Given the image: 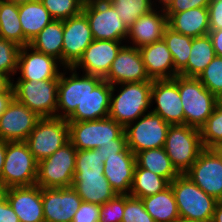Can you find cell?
<instances>
[{
	"label": "cell",
	"instance_id": "1",
	"mask_svg": "<svg viewBox=\"0 0 222 222\" xmlns=\"http://www.w3.org/2000/svg\"><path fill=\"white\" fill-rule=\"evenodd\" d=\"M152 81L112 85L109 116L124 128L151 112Z\"/></svg>",
	"mask_w": 222,
	"mask_h": 222
},
{
	"label": "cell",
	"instance_id": "2",
	"mask_svg": "<svg viewBox=\"0 0 222 222\" xmlns=\"http://www.w3.org/2000/svg\"><path fill=\"white\" fill-rule=\"evenodd\" d=\"M178 88L185 124L200 129L213 113L219 99L197 77L178 75Z\"/></svg>",
	"mask_w": 222,
	"mask_h": 222
},
{
	"label": "cell",
	"instance_id": "3",
	"mask_svg": "<svg viewBox=\"0 0 222 222\" xmlns=\"http://www.w3.org/2000/svg\"><path fill=\"white\" fill-rule=\"evenodd\" d=\"M170 185L180 218L212 220L218 202L214 197L206 194L185 174H179Z\"/></svg>",
	"mask_w": 222,
	"mask_h": 222
},
{
	"label": "cell",
	"instance_id": "4",
	"mask_svg": "<svg viewBox=\"0 0 222 222\" xmlns=\"http://www.w3.org/2000/svg\"><path fill=\"white\" fill-rule=\"evenodd\" d=\"M102 80L101 77L79 72L73 67H65L59 76L56 117L67 120L88 92L93 91Z\"/></svg>",
	"mask_w": 222,
	"mask_h": 222
},
{
	"label": "cell",
	"instance_id": "5",
	"mask_svg": "<svg viewBox=\"0 0 222 222\" xmlns=\"http://www.w3.org/2000/svg\"><path fill=\"white\" fill-rule=\"evenodd\" d=\"M69 141L77 150L97 149L126 138L124 127L110 117L90 121H68Z\"/></svg>",
	"mask_w": 222,
	"mask_h": 222
},
{
	"label": "cell",
	"instance_id": "6",
	"mask_svg": "<svg viewBox=\"0 0 222 222\" xmlns=\"http://www.w3.org/2000/svg\"><path fill=\"white\" fill-rule=\"evenodd\" d=\"M163 148L176 170L184 174L204 149L200 129L186 124L170 125Z\"/></svg>",
	"mask_w": 222,
	"mask_h": 222
},
{
	"label": "cell",
	"instance_id": "7",
	"mask_svg": "<svg viewBox=\"0 0 222 222\" xmlns=\"http://www.w3.org/2000/svg\"><path fill=\"white\" fill-rule=\"evenodd\" d=\"M37 168L38 162L25 141H7L1 176V184L5 189L35 185Z\"/></svg>",
	"mask_w": 222,
	"mask_h": 222
},
{
	"label": "cell",
	"instance_id": "8",
	"mask_svg": "<svg viewBox=\"0 0 222 222\" xmlns=\"http://www.w3.org/2000/svg\"><path fill=\"white\" fill-rule=\"evenodd\" d=\"M59 77L41 81L12 80L14 98L41 118L56 117Z\"/></svg>",
	"mask_w": 222,
	"mask_h": 222
},
{
	"label": "cell",
	"instance_id": "9",
	"mask_svg": "<svg viewBox=\"0 0 222 222\" xmlns=\"http://www.w3.org/2000/svg\"><path fill=\"white\" fill-rule=\"evenodd\" d=\"M77 149L69 141L51 156L38 162L36 185L41 188L71 187Z\"/></svg>",
	"mask_w": 222,
	"mask_h": 222
},
{
	"label": "cell",
	"instance_id": "10",
	"mask_svg": "<svg viewBox=\"0 0 222 222\" xmlns=\"http://www.w3.org/2000/svg\"><path fill=\"white\" fill-rule=\"evenodd\" d=\"M82 13L88 20L94 40L126 43L128 28L107 0H85Z\"/></svg>",
	"mask_w": 222,
	"mask_h": 222
},
{
	"label": "cell",
	"instance_id": "11",
	"mask_svg": "<svg viewBox=\"0 0 222 222\" xmlns=\"http://www.w3.org/2000/svg\"><path fill=\"white\" fill-rule=\"evenodd\" d=\"M25 142L39 162L69 142L68 121L57 117L41 118Z\"/></svg>",
	"mask_w": 222,
	"mask_h": 222
},
{
	"label": "cell",
	"instance_id": "12",
	"mask_svg": "<svg viewBox=\"0 0 222 222\" xmlns=\"http://www.w3.org/2000/svg\"><path fill=\"white\" fill-rule=\"evenodd\" d=\"M170 124L153 112H147L124 128L127 147L137 152L163 148Z\"/></svg>",
	"mask_w": 222,
	"mask_h": 222
},
{
	"label": "cell",
	"instance_id": "13",
	"mask_svg": "<svg viewBox=\"0 0 222 222\" xmlns=\"http://www.w3.org/2000/svg\"><path fill=\"white\" fill-rule=\"evenodd\" d=\"M184 174L206 194L222 201V155L216 148H204Z\"/></svg>",
	"mask_w": 222,
	"mask_h": 222
},
{
	"label": "cell",
	"instance_id": "14",
	"mask_svg": "<svg viewBox=\"0 0 222 222\" xmlns=\"http://www.w3.org/2000/svg\"><path fill=\"white\" fill-rule=\"evenodd\" d=\"M151 112L160 115L170 125L185 124L178 76L152 81Z\"/></svg>",
	"mask_w": 222,
	"mask_h": 222
},
{
	"label": "cell",
	"instance_id": "15",
	"mask_svg": "<svg viewBox=\"0 0 222 222\" xmlns=\"http://www.w3.org/2000/svg\"><path fill=\"white\" fill-rule=\"evenodd\" d=\"M65 67L53 56L35 50L30 45L21 47L16 77L12 80L41 81L56 79Z\"/></svg>",
	"mask_w": 222,
	"mask_h": 222
},
{
	"label": "cell",
	"instance_id": "16",
	"mask_svg": "<svg viewBox=\"0 0 222 222\" xmlns=\"http://www.w3.org/2000/svg\"><path fill=\"white\" fill-rule=\"evenodd\" d=\"M93 40L91 28L83 13L63 20L62 65L73 67Z\"/></svg>",
	"mask_w": 222,
	"mask_h": 222
},
{
	"label": "cell",
	"instance_id": "17",
	"mask_svg": "<svg viewBox=\"0 0 222 222\" xmlns=\"http://www.w3.org/2000/svg\"><path fill=\"white\" fill-rule=\"evenodd\" d=\"M123 41L93 40L73 68L79 72L105 78Z\"/></svg>",
	"mask_w": 222,
	"mask_h": 222
},
{
	"label": "cell",
	"instance_id": "18",
	"mask_svg": "<svg viewBox=\"0 0 222 222\" xmlns=\"http://www.w3.org/2000/svg\"><path fill=\"white\" fill-rule=\"evenodd\" d=\"M40 119L14 98L0 116V139L8 142L26 141Z\"/></svg>",
	"mask_w": 222,
	"mask_h": 222
},
{
	"label": "cell",
	"instance_id": "19",
	"mask_svg": "<svg viewBox=\"0 0 222 222\" xmlns=\"http://www.w3.org/2000/svg\"><path fill=\"white\" fill-rule=\"evenodd\" d=\"M45 222H72L83 200L71 187L42 188Z\"/></svg>",
	"mask_w": 222,
	"mask_h": 222
},
{
	"label": "cell",
	"instance_id": "20",
	"mask_svg": "<svg viewBox=\"0 0 222 222\" xmlns=\"http://www.w3.org/2000/svg\"><path fill=\"white\" fill-rule=\"evenodd\" d=\"M110 85L153 81L149 78L139 48L124 45L104 78Z\"/></svg>",
	"mask_w": 222,
	"mask_h": 222
},
{
	"label": "cell",
	"instance_id": "21",
	"mask_svg": "<svg viewBox=\"0 0 222 222\" xmlns=\"http://www.w3.org/2000/svg\"><path fill=\"white\" fill-rule=\"evenodd\" d=\"M4 196L20 222H45L42 188L40 186L35 184L7 188Z\"/></svg>",
	"mask_w": 222,
	"mask_h": 222
},
{
	"label": "cell",
	"instance_id": "22",
	"mask_svg": "<svg viewBox=\"0 0 222 222\" xmlns=\"http://www.w3.org/2000/svg\"><path fill=\"white\" fill-rule=\"evenodd\" d=\"M165 10L154 8L141 15L129 28L126 45L141 48L163 39L167 27Z\"/></svg>",
	"mask_w": 222,
	"mask_h": 222
},
{
	"label": "cell",
	"instance_id": "23",
	"mask_svg": "<svg viewBox=\"0 0 222 222\" xmlns=\"http://www.w3.org/2000/svg\"><path fill=\"white\" fill-rule=\"evenodd\" d=\"M136 166L135 154L127 147L104 162V175L119 195H129Z\"/></svg>",
	"mask_w": 222,
	"mask_h": 222
},
{
	"label": "cell",
	"instance_id": "24",
	"mask_svg": "<svg viewBox=\"0 0 222 222\" xmlns=\"http://www.w3.org/2000/svg\"><path fill=\"white\" fill-rule=\"evenodd\" d=\"M72 187L84 202L100 206L117 195L104 171L74 172Z\"/></svg>",
	"mask_w": 222,
	"mask_h": 222
},
{
	"label": "cell",
	"instance_id": "25",
	"mask_svg": "<svg viewBox=\"0 0 222 222\" xmlns=\"http://www.w3.org/2000/svg\"><path fill=\"white\" fill-rule=\"evenodd\" d=\"M146 72L151 80L173 79L179 75L164 39L139 48Z\"/></svg>",
	"mask_w": 222,
	"mask_h": 222
},
{
	"label": "cell",
	"instance_id": "26",
	"mask_svg": "<svg viewBox=\"0 0 222 222\" xmlns=\"http://www.w3.org/2000/svg\"><path fill=\"white\" fill-rule=\"evenodd\" d=\"M112 85L102 80L93 91H89L67 121L100 120L109 116Z\"/></svg>",
	"mask_w": 222,
	"mask_h": 222
},
{
	"label": "cell",
	"instance_id": "27",
	"mask_svg": "<svg viewBox=\"0 0 222 222\" xmlns=\"http://www.w3.org/2000/svg\"><path fill=\"white\" fill-rule=\"evenodd\" d=\"M167 25L172 30L192 38L208 35L209 15L207 7L192 8L179 13H166Z\"/></svg>",
	"mask_w": 222,
	"mask_h": 222
},
{
	"label": "cell",
	"instance_id": "28",
	"mask_svg": "<svg viewBox=\"0 0 222 222\" xmlns=\"http://www.w3.org/2000/svg\"><path fill=\"white\" fill-rule=\"evenodd\" d=\"M19 20L25 39L30 43L52 20L41 0L19 6Z\"/></svg>",
	"mask_w": 222,
	"mask_h": 222
},
{
	"label": "cell",
	"instance_id": "29",
	"mask_svg": "<svg viewBox=\"0 0 222 222\" xmlns=\"http://www.w3.org/2000/svg\"><path fill=\"white\" fill-rule=\"evenodd\" d=\"M141 200L145 210L155 222H177L180 219L171 185L163 191L141 198Z\"/></svg>",
	"mask_w": 222,
	"mask_h": 222
},
{
	"label": "cell",
	"instance_id": "30",
	"mask_svg": "<svg viewBox=\"0 0 222 222\" xmlns=\"http://www.w3.org/2000/svg\"><path fill=\"white\" fill-rule=\"evenodd\" d=\"M135 168H144L165 178L171 183L180 173L173 166L164 148H155L135 154Z\"/></svg>",
	"mask_w": 222,
	"mask_h": 222
},
{
	"label": "cell",
	"instance_id": "31",
	"mask_svg": "<svg viewBox=\"0 0 222 222\" xmlns=\"http://www.w3.org/2000/svg\"><path fill=\"white\" fill-rule=\"evenodd\" d=\"M29 45L39 52L53 56L62 64L63 20H52Z\"/></svg>",
	"mask_w": 222,
	"mask_h": 222
},
{
	"label": "cell",
	"instance_id": "32",
	"mask_svg": "<svg viewBox=\"0 0 222 222\" xmlns=\"http://www.w3.org/2000/svg\"><path fill=\"white\" fill-rule=\"evenodd\" d=\"M215 56V50L209 35L193 38L187 66L179 75L198 77Z\"/></svg>",
	"mask_w": 222,
	"mask_h": 222
},
{
	"label": "cell",
	"instance_id": "33",
	"mask_svg": "<svg viewBox=\"0 0 222 222\" xmlns=\"http://www.w3.org/2000/svg\"><path fill=\"white\" fill-rule=\"evenodd\" d=\"M0 38L23 47L30 43L25 39L19 20V6L0 0Z\"/></svg>",
	"mask_w": 222,
	"mask_h": 222
},
{
	"label": "cell",
	"instance_id": "34",
	"mask_svg": "<svg viewBox=\"0 0 222 222\" xmlns=\"http://www.w3.org/2000/svg\"><path fill=\"white\" fill-rule=\"evenodd\" d=\"M169 185L170 183L165 178L144 168H135L129 195L141 199L155 195Z\"/></svg>",
	"mask_w": 222,
	"mask_h": 222
},
{
	"label": "cell",
	"instance_id": "35",
	"mask_svg": "<svg viewBox=\"0 0 222 222\" xmlns=\"http://www.w3.org/2000/svg\"><path fill=\"white\" fill-rule=\"evenodd\" d=\"M163 39L172 54L174 68L180 73L187 66L193 38L180 34L167 26L163 33Z\"/></svg>",
	"mask_w": 222,
	"mask_h": 222
},
{
	"label": "cell",
	"instance_id": "36",
	"mask_svg": "<svg viewBox=\"0 0 222 222\" xmlns=\"http://www.w3.org/2000/svg\"><path fill=\"white\" fill-rule=\"evenodd\" d=\"M129 28L141 15L154 9L152 0H107Z\"/></svg>",
	"mask_w": 222,
	"mask_h": 222
},
{
	"label": "cell",
	"instance_id": "37",
	"mask_svg": "<svg viewBox=\"0 0 222 222\" xmlns=\"http://www.w3.org/2000/svg\"><path fill=\"white\" fill-rule=\"evenodd\" d=\"M204 148H217L222 144V103H218L206 123L200 128Z\"/></svg>",
	"mask_w": 222,
	"mask_h": 222
},
{
	"label": "cell",
	"instance_id": "38",
	"mask_svg": "<svg viewBox=\"0 0 222 222\" xmlns=\"http://www.w3.org/2000/svg\"><path fill=\"white\" fill-rule=\"evenodd\" d=\"M54 20H65L82 13L85 0H41Z\"/></svg>",
	"mask_w": 222,
	"mask_h": 222
},
{
	"label": "cell",
	"instance_id": "39",
	"mask_svg": "<svg viewBox=\"0 0 222 222\" xmlns=\"http://www.w3.org/2000/svg\"><path fill=\"white\" fill-rule=\"evenodd\" d=\"M218 99L222 97V57L215 56L197 77Z\"/></svg>",
	"mask_w": 222,
	"mask_h": 222
},
{
	"label": "cell",
	"instance_id": "40",
	"mask_svg": "<svg viewBox=\"0 0 222 222\" xmlns=\"http://www.w3.org/2000/svg\"><path fill=\"white\" fill-rule=\"evenodd\" d=\"M20 49L16 43L0 38V73L11 81L17 72Z\"/></svg>",
	"mask_w": 222,
	"mask_h": 222
},
{
	"label": "cell",
	"instance_id": "41",
	"mask_svg": "<svg viewBox=\"0 0 222 222\" xmlns=\"http://www.w3.org/2000/svg\"><path fill=\"white\" fill-rule=\"evenodd\" d=\"M104 171V163L98 149L77 150L75 172Z\"/></svg>",
	"mask_w": 222,
	"mask_h": 222
},
{
	"label": "cell",
	"instance_id": "42",
	"mask_svg": "<svg viewBox=\"0 0 222 222\" xmlns=\"http://www.w3.org/2000/svg\"><path fill=\"white\" fill-rule=\"evenodd\" d=\"M122 222H155V220L145 210L140 198L125 195Z\"/></svg>",
	"mask_w": 222,
	"mask_h": 222
},
{
	"label": "cell",
	"instance_id": "43",
	"mask_svg": "<svg viewBox=\"0 0 222 222\" xmlns=\"http://www.w3.org/2000/svg\"><path fill=\"white\" fill-rule=\"evenodd\" d=\"M125 208V195L117 194L101 205L99 222H122Z\"/></svg>",
	"mask_w": 222,
	"mask_h": 222
},
{
	"label": "cell",
	"instance_id": "44",
	"mask_svg": "<svg viewBox=\"0 0 222 222\" xmlns=\"http://www.w3.org/2000/svg\"><path fill=\"white\" fill-rule=\"evenodd\" d=\"M100 210V205L83 201L72 222H99Z\"/></svg>",
	"mask_w": 222,
	"mask_h": 222
},
{
	"label": "cell",
	"instance_id": "45",
	"mask_svg": "<svg viewBox=\"0 0 222 222\" xmlns=\"http://www.w3.org/2000/svg\"><path fill=\"white\" fill-rule=\"evenodd\" d=\"M210 0H174L165 13H179L192 8L208 7Z\"/></svg>",
	"mask_w": 222,
	"mask_h": 222
},
{
	"label": "cell",
	"instance_id": "46",
	"mask_svg": "<svg viewBox=\"0 0 222 222\" xmlns=\"http://www.w3.org/2000/svg\"><path fill=\"white\" fill-rule=\"evenodd\" d=\"M207 8L210 30L222 29V0H210Z\"/></svg>",
	"mask_w": 222,
	"mask_h": 222
},
{
	"label": "cell",
	"instance_id": "47",
	"mask_svg": "<svg viewBox=\"0 0 222 222\" xmlns=\"http://www.w3.org/2000/svg\"><path fill=\"white\" fill-rule=\"evenodd\" d=\"M127 148L126 138H116L115 144H108L105 146L98 147L100 155L102 156L103 163L108 158V156L115 155L117 153L123 152Z\"/></svg>",
	"mask_w": 222,
	"mask_h": 222
},
{
	"label": "cell",
	"instance_id": "48",
	"mask_svg": "<svg viewBox=\"0 0 222 222\" xmlns=\"http://www.w3.org/2000/svg\"><path fill=\"white\" fill-rule=\"evenodd\" d=\"M0 222H20L5 196L0 200Z\"/></svg>",
	"mask_w": 222,
	"mask_h": 222
},
{
	"label": "cell",
	"instance_id": "49",
	"mask_svg": "<svg viewBox=\"0 0 222 222\" xmlns=\"http://www.w3.org/2000/svg\"><path fill=\"white\" fill-rule=\"evenodd\" d=\"M216 56L222 57V29L210 30L208 33Z\"/></svg>",
	"mask_w": 222,
	"mask_h": 222
},
{
	"label": "cell",
	"instance_id": "50",
	"mask_svg": "<svg viewBox=\"0 0 222 222\" xmlns=\"http://www.w3.org/2000/svg\"><path fill=\"white\" fill-rule=\"evenodd\" d=\"M13 99L14 89L11 84L4 92L0 93V116L4 113Z\"/></svg>",
	"mask_w": 222,
	"mask_h": 222
},
{
	"label": "cell",
	"instance_id": "51",
	"mask_svg": "<svg viewBox=\"0 0 222 222\" xmlns=\"http://www.w3.org/2000/svg\"><path fill=\"white\" fill-rule=\"evenodd\" d=\"M6 149H7V141H3L0 139V183H1V176L6 155Z\"/></svg>",
	"mask_w": 222,
	"mask_h": 222
},
{
	"label": "cell",
	"instance_id": "52",
	"mask_svg": "<svg viewBox=\"0 0 222 222\" xmlns=\"http://www.w3.org/2000/svg\"><path fill=\"white\" fill-rule=\"evenodd\" d=\"M212 222H222V201H218L215 205Z\"/></svg>",
	"mask_w": 222,
	"mask_h": 222
},
{
	"label": "cell",
	"instance_id": "53",
	"mask_svg": "<svg viewBox=\"0 0 222 222\" xmlns=\"http://www.w3.org/2000/svg\"><path fill=\"white\" fill-rule=\"evenodd\" d=\"M174 0H152L154 8L166 10Z\"/></svg>",
	"mask_w": 222,
	"mask_h": 222
},
{
	"label": "cell",
	"instance_id": "54",
	"mask_svg": "<svg viewBox=\"0 0 222 222\" xmlns=\"http://www.w3.org/2000/svg\"><path fill=\"white\" fill-rule=\"evenodd\" d=\"M11 84L12 81L7 76L0 73V93L4 92Z\"/></svg>",
	"mask_w": 222,
	"mask_h": 222
},
{
	"label": "cell",
	"instance_id": "55",
	"mask_svg": "<svg viewBox=\"0 0 222 222\" xmlns=\"http://www.w3.org/2000/svg\"><path fill=\"white\" fill-rule=\"evenodd\" d=\"M7 2H11L13 4H16L17 6L32 2V1H36V0H5Z\"/></svg>",
	"mask_w": 222,
	"mask_h": 222
},
{
	"label": "cell",
	"instance_id": "56",
	"mask_svg": "<svg viewBox=\"0 0 222 222\" xmlns=\"http://www.w3.org/2000/svg\"><path fill=\"white\" fill-rule=\"evenodd\" d=\"M177 222H212V220H189L180 218Z\"/></svg>",
	"mask_w": 222,
	"mask_h": 222
},
{
	"label": "cell",
	"instance_id": "57",
	"mask_svg": "<svg viewBox=\"0 0 222 222\" xmlns=\"http://www.w3.org/2000/svg\"><path fill=\"white\" fill-rule=\"evenodd\" d=\"M4 192H5V188H4V186L0 183V200L4 197Z\"/></svg>",
	"mask_w": 222,
	"mask_h": 222
},
{
	"label": "cell",
	"instance_id": "58",
	"mask_svg": "<svg viewBox=\"0 0 222 222\" xmlns=\"http://www.w3.org/2000/svg\"><path fill=\"white\" fill-rule=\"evenodd\" d=\"M216 149H217V150L219 151V153L222 155V144L219 145Z\"/></svg>",
	"mask_w": 222,
	"mask_h": 222
}]
</instances>
